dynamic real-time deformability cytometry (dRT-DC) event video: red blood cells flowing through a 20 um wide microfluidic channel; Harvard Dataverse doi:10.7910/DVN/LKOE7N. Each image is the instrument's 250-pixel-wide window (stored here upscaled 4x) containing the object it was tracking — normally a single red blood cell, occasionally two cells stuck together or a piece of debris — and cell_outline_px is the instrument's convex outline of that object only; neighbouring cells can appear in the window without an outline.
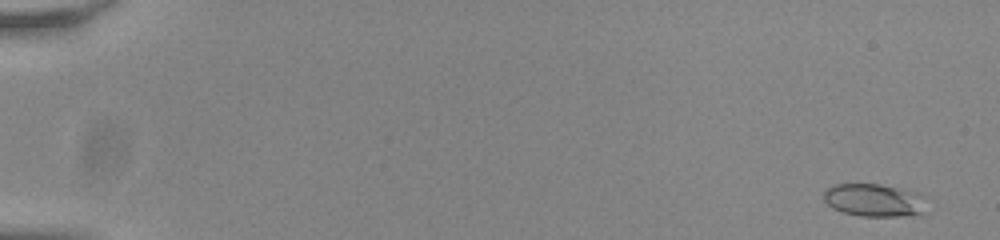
{"species": "common noctule bat (a hibernating species)", "species_latin": "Nyctalus noctula", "temperature_condition": "room temperature", "stored_images_in_passage": 56, "camera_frame_rate_fps": 3000, "um_per_image_px": 0.085, "animal": {"sex": "male", "body_mass_g": 20.0, "forearm_length_mm": 53.3}, "frame": {"image": 1, "passage_image": 3, "time_ms": 0.667, "image_size_px": [1000, 240], "cell_outline_px": [[932, 212], [896, 216], [860, 216], [844, 212], [832, 208], [824, 200], [824, 192], [832, 184], [880, 184], [916, 192], [932, 200]], "centroid_in_image_um": [74.47, 17.03], "position_along_channel_um": 10.5, "area_um2": 20.35}}
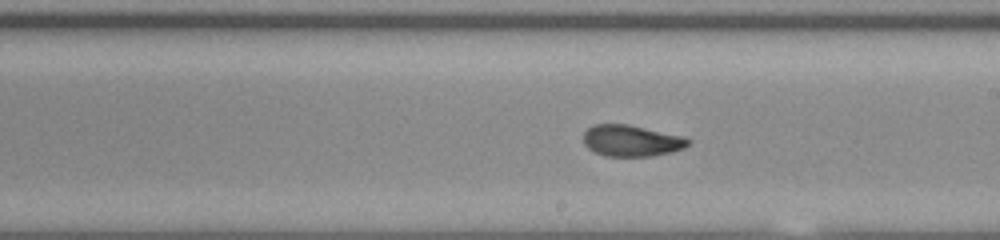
{"frame": {"image": 2, "passage_image": 34, "time_ms": 11.0, "image_size_px": [1000, 240], "cell_outline_px": [[692, 140], [684, 148], [672, 152], [652, 156], [604, 156], [588, 148], [584, 144], [584, 132], [592, 124], [628, 124], [684, 136]], "centroid_in_image_um": [53.68, 11.95], "position_along_channel_um": 235.3, "area_um2": 19.25}}
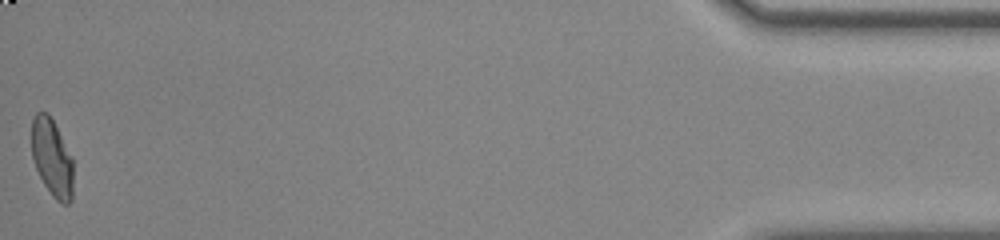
{"frame": {"image": 3, "passage_image": 56, "time_ms": 18.333, "image_size_px": [1000, 240], "cell_outline_px": [[72, 200], [68, 204], [60, 204], [52, 196], [44, 184], [36, 168], [32, 156], [32, 120], [36, 112], [48, 112], [72, 156]], "centroid_in_image_um": [4.42, 13.43], "position_along_channel_um": 430.8, "area_um2": 18.73}, "authors_computed_cell_mechanics": {"area_um2": 19.2185, "velocity_mm_per_s": 3.8224, "shape_relaxation_time_tau1_ms": 8.8255, "shape_relaxation_time_tau2_ms": 1.4919, "deformation_change_tau1": 0.2111, "deformation_change_tau2": 0.0645}}